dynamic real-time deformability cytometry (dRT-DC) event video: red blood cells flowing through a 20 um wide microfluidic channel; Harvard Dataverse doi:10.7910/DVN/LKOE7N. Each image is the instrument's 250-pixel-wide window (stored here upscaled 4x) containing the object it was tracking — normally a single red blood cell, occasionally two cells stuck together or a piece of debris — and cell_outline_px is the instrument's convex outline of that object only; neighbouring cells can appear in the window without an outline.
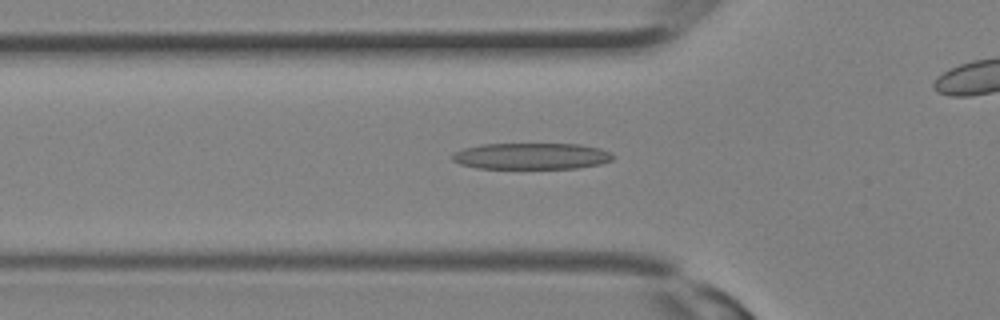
{"species": "Egyptian fruit bat (a non-hibernating species)", "species_latin": "Rousettus aegyptiacus", "temperature_condition": "room temperature", "stored_images_in_passage": 27, "camera_frame_rate_fps": 3000, "um_per_image_px": 0.085, "animal": {"sex": "female"}, "frame": {"image": 1, "passage_image": 6, "time_ms": 1.667, "image_size_px": [1000, 320], "cell_outline_px": [[612, 160], [600, 164], [576, 168], [476, 168], [460, 164], [452, 160], [452, 152], [464, 148], [480, 144], [580, 144], [600, 148], [612, 152]], "centroid_in_image_um": [45.15, 13.26], "position_along_channel_um": 80.7, "area_um2": 24.74}}
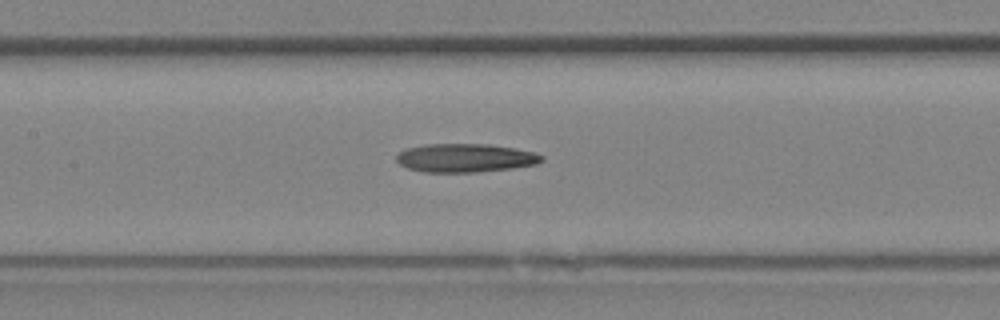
{"frame": {"image": 2, "passage_image": 10, "time_ms": 3.0, "image_size_px": [1000, 320], "cell_outline_px": [[544, 160], [536, 164], [512, 168], [476, 172], [424, 172], [408, 168], [400, 164], [396, 160], [396, 156], [400, 152], [408, 148], [424, 144], [488, 144], [516, 148], [532, 152], [544, 156]], "centroid_in_image_um": [39.55, 13.42], "position_along_channel_um": 167.8, "area_um2": 24.1}}
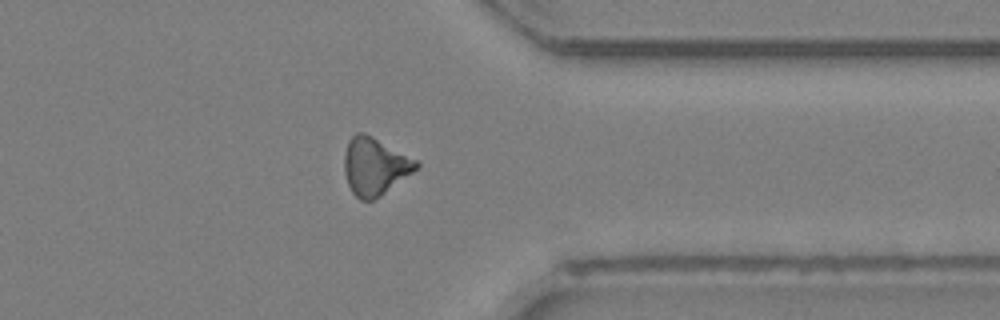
{"frame": {"image": 3, "passage_image": 20, "time_ms": 6.333, "image_size_px": [1000, 320], "cell_outline_px": [[420, 168], [380, 196], [372, 200], [360, 200], [352, 192], [348, 184], [344, 172], [344, 156], [348, 140], [356, 132], [364, 132], [372, 136], [416, 160], [420, 164]], "centroid_in_image_um": [31.85, 14.14], "position_along_channel_um": 379.5, "area_um2": 24.04}}